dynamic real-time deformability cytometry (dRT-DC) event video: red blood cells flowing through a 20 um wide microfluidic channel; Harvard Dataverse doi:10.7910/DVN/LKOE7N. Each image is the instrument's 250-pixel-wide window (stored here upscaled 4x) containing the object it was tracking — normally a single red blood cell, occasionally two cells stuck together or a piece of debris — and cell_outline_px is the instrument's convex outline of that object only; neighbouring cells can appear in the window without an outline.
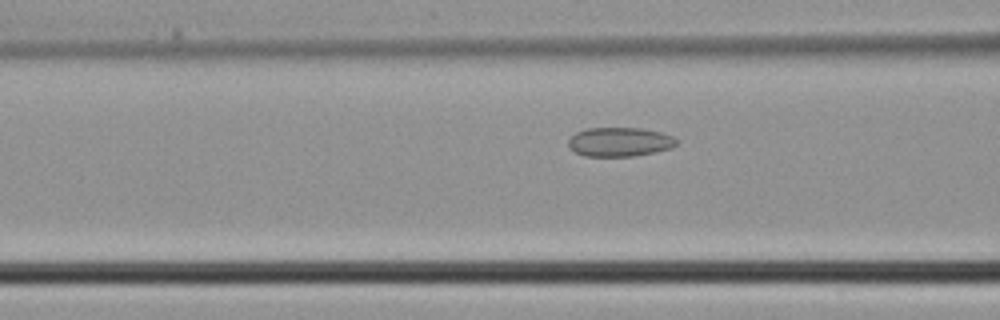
{"species": "common noctule bat (a hibernating species)", "species_latin": "Nyctalus noctula", "temperature_condition": "cold", "stored_images_in_passage": 6, "camera_frame_rate_fps": 3000, "um_per_image_px": 0.085, "animal": {"sex": "male", "body_mass_g": 21.5, "forearm_length_mm": 52.0}, "frame": {"image": 1, "passage_image": 6, "time_ms": 1.667, "image_size_px": [1000, 320], "cell_outline_px": [[676, 144], [672, 148], [656, 152], [632, 156], [584, 156], [568, 148], [568, 140], [576, 132], [588, 128], [640, 128], [660, 132], [672, 136], [676, 140]], "centroid_in_image_um": [52.65, 12.06], "position_along_channel_um": 114.0, "area_um2": 18.32}}